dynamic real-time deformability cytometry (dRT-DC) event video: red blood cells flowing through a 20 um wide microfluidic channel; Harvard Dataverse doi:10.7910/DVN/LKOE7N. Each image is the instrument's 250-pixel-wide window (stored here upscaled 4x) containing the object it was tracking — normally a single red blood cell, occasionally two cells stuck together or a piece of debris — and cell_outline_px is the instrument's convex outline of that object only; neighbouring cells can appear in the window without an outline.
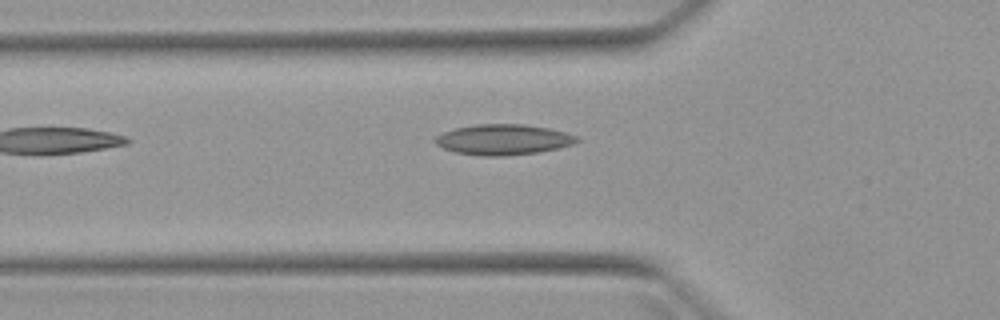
{"species": "Egyptian fruit bat (a non-hibernating species)", "species_latin": "Rousettus aegyptiacus", "temperature_condition": "warm", "stored_images_in_passage": 4, "camera_frame_rate_fps": 3000, "um_per_image_px": 0.085, "animal": {"sex": "female"}, "frame": {"image": 1, "passage_image": 4, "time_ms": 4.667, "image_size_px": [1000, 320], "cell_outline_px": [[580, 140], [576, 144], [540, 152], [504, 156], [480, 156], [456, 152], [444, 148], [436, 144], [432, 140], [436, 136], [444, 132], [456, 128], [476, 124], [524, 124], [548, 128], [580, 136]], "centroid_in_image_um": [42.82, 11.87], "position_along_channel_um": 83.0, "area_um2": 25.37}}